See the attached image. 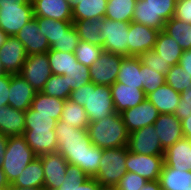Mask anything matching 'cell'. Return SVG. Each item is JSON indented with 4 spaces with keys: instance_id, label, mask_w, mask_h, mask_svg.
I'll use <instances>...</instances> for the list:
<instances>
[{
    "instance_id": "47",
    "label": "cell",
    "mask_w": 191,
    "mask_h": 190,
    "mask_svg": "<svg viewBox=\"0 0 191 190\" xmlns=\"http://www.w3.org/2000/svg\"><path fill=\"white\" fill-rule=\"evenodd\" d=\"M148 180L132 172H126L116 185L120 190H141Z\"/></svg>"
},
{
    "instance_id": "61",
    "label": "cell",
    "mask_w": 191,
    "mask_h": 190,
    "mask_svg": "<svg viewBox=\"0 0 191 190\" xmlns=\"http://www.w3.org/2000/svg\"><path fill=\"white\" fill-rule=\"evenodd\" d=\"M5 74H6V72H5V70L3 69L2 64H1V62H0V76H3V75H5Z\"/></svg>"
},
{
    "instance_id": "45",
    "label": "cell",
    "mask_w": 191,
    "mask_h": 190,
    "mask_svg": "<svg viewBox=\"0 0 191 190\" xmlns=\"http://www.w3.org/2000/svg\"><path fill=\"white\" fill-rule=\"evenodd\" d=\"M80 38L74 26H72L65 35H63L58 41H55L50 49L58 50L61 52L74 53L78 46Z\"/></svg>"
},
{
    "instance_id": "11",
    "label": "cell",
    "mask_w": 191,
    "mask_h": 190,
    "mask_svg": "<svg viewBox=\"0 0 191 190\" xmlns=\"http://www.w3.org/2000/svg\"><path fill=\"white\" fill-rule=\"evenodd\" d=\"M127 148L132 153L164 156L165 150L153 125L145 126L129 134Z\"/></svg>"
},
{
    "instance_id": "58",
    "label": "cell",
    "mask_w": 191,
    "mask_h": 190,
    "mask_svg": "<svg viewBox=\"0 0 191 190\" xmlns=\"http://www.w3.org/2000/svg\"><path fill=\"white\" fill-rule=\"evenodd\" d=\"M7 35L0 29V48L3 46L7 39Z\"/></svg>"
},
{
    "instance_id": "20",
    "label": "cell",
    "mask_w": 191,
    "mask_h": 190,
    "mask_svg": "<svg viewBox=\"0 0 191 190\" xmlns=\"http://www.w3.org/2000/svg\"><path fill=\"white\" fill-rule=\"evenodd\" d=\"M34 17L56 21H73L72 8L67 0H31Z\"/></svg>"
},
{
    "instance_id": "39",
    "label": "cell",
    "mask_w": 191,
    "mask_h": 190,
    "mask_svg": "<svg viewBox=\"0 0 191 190\" xmlns=\"http://www.w3.org/2000/svg\"><path fill=\"white\" fill-rule=\"evenodd\" d=\"M41 92L50 97L68 100L72 91L68 87V82L67 79H65V75L52 74L45 83V86Z\"/></svg>"
},
{
    "instance_id": "59",
    "label": "cell",
    "mask_w": 191,
    "mask_h": 190,
    "mask_svg": "<svg viewBox=\"0 0 191 190\" xmlns=\"http://www.w3.org/2000/svg\"><path fill=\"white\" fill-rule=\"evenodd\" d=\"M97 190H114V186L99 185Z\"/></svg>"
},
{
    "instance_id": "10",
    "label": "cell",
    "mask_w": 191,
    "mask_h": 190,
    "mask_svg": "<svg viewBox=\"0 0 191 190\" xmlns=\"http://www.w3.org/2000/svg\"><path fill=\"white\" fill-rule=\"evenodd\" d=\"M124 57L123 55L102 51L99 59L89 67L91 82L95 85L106 86L114 84Z\"/></svg>"
},
{
    "instance_id": "21",
    "label": "cell",
    "mask_w": 191,
    "mask_h": 190,
    "mask_svg": "<svg viewBox=\"0 0 191 190\" xmlns=\"http://www.w3.org/2000/svg\"><path fill=\"white\" fill-rule=\"evenodd\" d=\"M110 88L116 113H122L127 109L133 108L147 98L143 90L131 86L128 87L119 82H115Z\"/></svg>"
},
{
    "instance_id": "1",
    "label": "cell",
    "mask_w": 191,
    "mask_h": 190,
    "mask_svg": "<svg viewBox=\"0 0 191 190\" xmlns=\"http://www.w3.org/2000/svg\"><path fill=\"white\" fill-rule=\"evenodd\" d=\"M55 134L58 150L69 164L81 168L94 178L100 167L103 149L92 144L87 129L67 125L63 120L57 122Z\"/></svg>"
},
{
    "instance_id": "5",
    "label": "cell",
    "mask_w": 191,
    "mask_h": 190,
    "mask_svg": "<svg viewBox=\"0 0 191 190\" xmlns=\"http://www.w3.org/2000/svg\"><path fill=\"white\" fill-rule=\"evenodd\" d=\"M37 156L26 143L23 135L8 137L2 170L7 181L12 184L26 166Z\"/></svg>"
},
{
    "instance_id": "35",
    "label": "cell",
    "mask_w": 191,
    "mask_h": 190,
    "mask_svg": "<svg viewBox=\"0 0 191 190\" xmlns=\"http://www.w3.org/2000/svg\"><path fill=\"white\" fill-rule=\"evenodd\" d=\"M39 25L41 35H44L49 45L58 41L73 26V21H56L49 18L34 17Z\"/></svg>"
},
{
    "instance_id": "42",
    "label": "cell",
    "mask_w": 191,
    "mask_h": 190,
    "mask_svg": "<svg viewBox=\"0 0 191 190\" xmlns=\"http://www.w3.org/2000/svg\"><path fill=\"white\" fill-rule=\"evenodd\" d=\"M102 51V47L80 40L76 50L74 51V55L78 62L90 67L99 59V55Z\"/></svg>"
},
{
    "instance_id": "37",
    "label": "cell",
    "mask_w": 191,
    "mask_h": 190,
    "mask_svg": "<svg viewBox=\"0 0 191 190\" xmlns=\"http://www.w3.org/2000/svg\"><path fill=\"white\" fill-rule=\"evenodd\" d=\"M60 120L75 128L87 129L89 125V120L83 106L71 102L69 99L64 103Z\"/></svg>"
},
{
    "instance_id": "33",
    "label": "cell",
    "mask_w": 191,
    "mask_h": 190,
    "mask_svg": "<svg viewBox=\"0 0 191 190\" xmlns=\"http://www.w3.org/2000/svg\"><path fill=\"white\" fill-rule=\"evenodd\" d=\"M103 18H95L92 20H73L78 36L81 41L102 47L103 41L101 37L100 25Z\"/></svg>"
},
{
    "instance_id": "4",
    "label": "cell",
    "mask_w": 191,
    "mask_h": 190,
    "mask_svg": "<svg viewBox=\"0 0 191 190\" xmlns=\"http://www.w3.org/2000/svg\"><path fill=\"white\" fill-rule=\"evenodd\" d=\"M177 0H137L132 21L159 31L175 13Z\"/></svg>"
},
{
    "instance_id": "16",
    "label": "cell",
    "mask_w": 191,
    "mask_h": 190,
    "mask_svg": "<svg viewBox=\"0 0 191 190\" xmlns=\"http://www.w3.org/2000/svg\"><path fill=\"white\" fill-rule=\"evenodd\" d=\"M26 57L23 44L15 36H8L0 48V62L5 72L11 75L20 74Z\"/></svg>"
},
{
    "instance_id": "56",
    "label": "cell",
    "mask_w": 191,
    "mask_h": 190,
    "mask_svg": "<svg viewBox=\"0 0 191 190\" xmlns=\"http://www.w3.org/2000/svg\"><path fill=\"white\" fill-rule=\"evenodd\" d=\"M17 2H32L31 0H0V7L2 5H17Z\"/></svg>"
},
{
    "instance_id": "22",
    "label": "cell",
    "mask_w": 191,
    "mask_h": 190,
    "mask_svg": "<svg viewBox=\"0 0 191 190\" xmlns=\"http://www.w3.org/2000/svg\"><path fill=\"white\" fill-rule=\"evenodd\" d=\"M23 136L38 157L58 150L55 130H25Z\"/></svg>"
},
{
    "instance_id": "27",
    "label": "cell",
    "mask_w": 191,
    "mask_h": 190,
    "mask_svg": "<svg viewBox=\"0 0 191 190\" xmlns=\"http://www.w3.org/2000/svg\"><path fill=\"white\" fill-rule=\"evenodd\" d=\"M100 184L76 165H67L65 180L57 190H97Z\"/></svg>"
},
{
    "instance_id": "15",
    "label": "cell",
    "mask_w": 191,
    "mask_h": 190,
    "mask_svg": "<svg viewBox=\"0 0 191 190\" xmlns=\"http://www.w3.org/2000/svg\"><path fill=\"white\" fill-rule=\"evenodd\" d=\"M120 114L130 134L145 126L153 125L160 113L148 99H145L142 103Z\"/></svg>"
},
{
    "instance_id": "26",
    "label": "cell",
    "mask_w": 191,
    "mask_h": 190,
    "mask_svg": "<svg viewBox=\"0 0 191 190\" xmlns=\"http://www.w3.org/2000/svg\"><path fill=\"white\" fill-rule=\"evenodd\" d=\"M116 82L142 90L141 60L138 56H125L122 59Z\"/></svg>"
},
{
    "instance_id": "3",
    "label": "cell",
    "mask_w": 191,
    "mask_h": 190,
    "mask_svg": "<svg viewBox=\"0 0 191 190\" xmlns=\"http://www.w3.org/2000/svg\"><path fill=\"white\" fill-rule=\"evenodd\" d=\"M87 132L92 144L101 149L127 147L129 133L120 113L89 122Z\"/></svg>"
},
{
    "instance_id": "9",
    "label": "cell",
    "mask_w": 191,
    "mask_h": 190,
    "mask_svg": "<svg viewBox=\"0 0 191 190\" xmlns=\"http://www.w3.org/2000/svg\"><path fill=\"white\" fill-rule=\"evenodd\" d=\"M19 75L32 86L35 92H41L52 75L47 53L27 55Z\"/></svg>"
},
{
    "instance_id": "30",
    "label": "cell",
    "mask_w": 191,
    "mask_h": 190,
    "mask_svg": "<svg viewBox=\"0 0 191 190\" xmlns=\"http://www.w3.org/2000/svg\"><path fill=\"white\" fill-rule=\"evenodd\" d=\"M44 169L40 157H36L11 184L23 188H43Z\"/></svg>"
},
{
    "instance_id": "13",
    "label": "cell",
    "mask_w": 191,
    "mask_h": 190,
    "mask_svg": "<svg viewBox=\"0 0 191 190\" xmlns=\"http://www.w3.org/2000/svg\"><path fill=\"white\" fill-rule=\"evenodd\" d=\"M158 32L155 28L131 21L128 31V56H139L153 50Z\"/></svg>"
},
{
    "instance_id": "57",
    "label": "cell",
    "mask_w": 191,
    "mask_h": 190,
    "mask_svg": "<svg viewBox=\"0 0 191 190\" xmlns=\"http://www.w3.org/2000/svg\"><path fill=\"white\" fill-rule=\"evenodd\" d=\"M8 190H44L43 188H23V187H17V186H12L10 184V187Z\"/></svg>"
},
{
    "instance_id": "29",
    "label": "cell",
    "mask_w": 191,
    "mask_h": 190,
    "mask_svg": "<svg viewBox=\"0 0 191 190\" xmlns=\"http://www.w3.org/2000/svg\"><path fill=\"white\" fill-rule=\"evenodd\" d=\"M153 51L156 52L163 61L167 62L170 66H174L179 63L184 50L180 48L172 37L162 30L158 32Z\"/></svg>"
},
{
    "instance_id": "50",
    "label": "cell",
    "mask_w": 191,
    "mask_h": 190,
    "mask_svg": "<svg viewBox=\"0 0 191 190\" xmlns=\"http://www.w3.org/2000/svg\"><path fill=\"white\" fill-rule=\"evenodd\" d=\"M10 74L0 76V107L8 106Z\"/></svg>"
},
{
    "instance_id": "53",
    "label": "cell",
    "mask_w": 191,
    "mask_h": 190,
    "mask_svg": "<svg viewBox=\"0 0 191 190\" xmlns=\"http://www.w3.org/2000/svg\"><path fill=\"white\" fill-rule=\"evenodd\" d=\"M8 143V136L0 133V168L5 156V151Z\"/></svg>"
},
{
    "instance_id": "18",
    "label": "cell",
    "mask_w": 191,
    "mask_h": 190,
    "mask_svg": "<svg viewBox=\"0 0 191 190\" xmlns=\"http://www.w3.org/2000/svg\"><path fill=\"white\" fill-rule=\"evenodd\" d=\"M153 126L164 150L184 137L181 121L174 114H159Z\"/></svg>"
},
{
    "instance_id": "34",
    "label": "cell",
    "mask_w": 191,
    "mask_h": 190,
    "mask_svg": "<svg viewBox=\"0 0 191 190\" xmlns=\"http://www.w3.org/2000/svg\"><path fill=\"white\" fill-rule=\"evenodd\" d=\"M163 31L172 37L184 51L191 50V24L172 17L165 22Z\"/></svg>"
},
{
    "instance_id": "44",
    "label": "cell",
    "mask_w": 191,
    "mask_h": 190,
    "mask_svg": "<svg viewBox=\"0 0 191 190\" xmlns=\"http://www.w3.org/2000/svg\"><path fill=\"white\" fill-rule=\"evenodd\" d=\"M142 69V90L145 92L146 96L157 90L160 86L166 83L165 75L160 74L148 68L146 65L141 63Z\"/></svg>"
},
{
    "instance_id": "52",
    "label": "cell",
    "mask_w": 191,
    "mask_h": 190,
    "mask_svg": "<svg viewBox=\"0 0 191 190\" xmlns=\"http://www.w3.org/2000/svg\"><path fill=\"white\" fill-rule=\"evenodd\" d=\"M181 124L184 137L191 140V115L182 120Z\"/></svg>"
},
{
    "instance_id": "46",
    "label": "cell",
    "mask_w": 191,
    "mask_h": 190,
    "mask_svg": "<svg viewBox=\"0 0 191 190\" xmlns=\"http://www.w3.org/2000/svg\"><path fill=\"white\" fill-rule=\"evenodd\" d=\"M143 65H146L148 68H152L156 72L166 75L171 66L163 61L159 55L153 50L142 53L138 56Z\"/></svg>"
},
{
    "instance_id": "32",
    "label": "cell",
    "mask_w": 191,
    "mask_h": 190,
    "mask_svg": "<svg viewBox=\"0 0 191 190\" xmlns=\"http://www.w3.org/2000/svg\"><path fill=\"white\" fill-rule=\"evenodd\" d=\"M108 0H80L72 9L73 20H92L104 18Z\"/></svg>"
},
{
    "instance_id": "12",
    "label": "cell",
    "mask_w": 191,
    "mask_h": 190,
    "mask_svg": "<svg viewBox=\"0 0 191 190\" xmlns=\"http://www.w3.org/2000/svg\"><path fill=\"white\" fill-rule=\"evenodd\" d=\"M164 164V156L143 155L127 152L126 170L150 180H159Z\"/></svg>"
},
{
    "instance_id": "14",
    "label": "cell",
    "mask_w": 191,
    "mask_h": 190,
    "mask_svg": "<svg viewBox=\"0 0 191 190\" xmlns=\"http://www.w3.org/2000/svg\"><path fill=\"white\" fill-rule=\"evenodd\" d=\"M44 169V190H57L64 182L68 162L59 153L39 156Z\"/></svg>"
},
{
    "instance_id": "23",
    "label": "cell",
    "mask_w": 191,
    "mask_h": 190,
    "mask_svg": "<svg viewBox=\"0 0 191 190\" xmlns=\"http://www.w3.org/2000/svg\"><path fill=\"white\" fill-rule=\"evenodd\" d=\"M164 163L175 170L191 171V140L183 137L168 147L164 153Z\"/></svg>"
},
{
    "instance_id": "19",
    "label": "cell",
    "mask_w": 191,
    "mask_h": 190,
    "mask_svg": "<svg viewBox=\"0 0 191 190\" xmlns=\"http://www.w3.org/2000/svg\"><path fill=\"white\" fill-rule=\"evenodd\" d=\"M9 92L8 106L22 111H27L31 107L36 94L32 86L19 74H10Z\"/></svg>"
},
{
    "instance_id": "49",
    "label": "cell",
    "mask_w": 191,
    "mask_h": 190,
    "mask_svg": "<svg viewBox=\"0 0 191 190\" xmlns=\"http://www.w3.org/2000/svg\"><path fill=\"white\" fill-rule=\"evenodd\" d=\"M173 17L191 24V0H177Z\"/></svg>"
},
{
    "instance_id": "17",
    "label": "cell",
    "mask_w": 191,
    "mask_h": 190,
    "mask_svg": "<svg viewBox=\"0 0 191 190\" xmlns=\"http://www.w3.org/2000/svg\"><path fill=\"white\" fill-rule=\"evenodd\" d=\"M15 37L23 44L27 55L47 53L50 50L48 40L41 35L35 18L26 23Z\"/></svg>"
},
{
    "instance_id": "60",
    "label": "cell",
    "mask_w": 191,
    "mask_h": 190,
    "mask_svg": "<svg viewBox=\"0 0 191 190\" xmlns=\"http://www.w3.org/2000/svg\"><path fill=\"white\" fill-rule=\"evenodd\" d=\"M70 4V7L73 9L75 8L78 4L80 0H67Z\"/></svg>"
},
{
    "instance_id": "24",
    "label": "cell",
    "mask_w": 191,
    "mask_h": 190,
    "mask_svg": "<svg viewBox=\"0 0 191 190\" xmlns=\"http://www.w3.org/2000/svg\"><path fill=\"white\" fill-rule=\"evenodd\" d=\"M25 111L14 109L11 106L0 107V133L12 136H21L25 131Z\"/></svg>"
},
{
    "instance_id": "54",
    "label": "cell",
    "mask_w": 191,
    "mask_h": 190,
    "mask_svg": "<svg viewBox=\"0 0 191 190\" xmlns=\"http://www.w3.org/2000/svg\"><path fill=\"white\" fill-rule=\"evenodd\" d=\"M141 190H161L159 180L148 181Z\"/></svg>"
},
{
    "instance_id": "55",
    "label": "cell",
    "mask_w": 191,
    "mask_h": 190,
    "mask_svg": "<svg viewBox=\"0 0 191 190\" xmlns=\"http://www.w3.org/2000/svg\"><path fill=\"white\" fill-rule=\"evenodd\" d=\"M10 183L7 181L5 173L2 168H0V190H8Z\"/></svg>"
},
{
    "instance_id": "43",
    "label": "cell",
    "mask_w": 191,
    "mask_h": 190,
    "mask_svg": "<svg viewBox=\"0 0 191 190\" xmlns=\"http://www.w3.org/2000/svg\"><path fill=\"white\" fill-rule=\"evenodd\" d=\"M65 79H67L71 91L78 89L91 82L89 67L77 61L68 74L65 75Z\"/></svg>"
},
{
    "instance_id": "51",
    "label": "cell",
    "mask_w": 191,
    "mask_h": 190,
    "mask_svg": "<svg viewBox=\"0 0 191 190\" xmlns=\"http://www.w3.org/2000/svg\"><path fill=\"white\" fill-rule=\"evenodd\" d=\"M178 64L188 75H191V50L183 51Z\"/></svg>"
},
{
    "instance_id": "6",
    "label": "cell",
    "mask_w": 191,
    "mask_h": 190,
    "mask_svg": "<svg viewBox=\"0 0 191 190\" xmlns=\"http://www.w3.org/2000/svg\"><path fill=\"white\" fill-rule=\"evenodd\" d=\"M127 147L103 149L100 167L94 177L100 185L114 186L127 172Z\"/></svg>"
},
{
    "instance_id": "36",
    "label": "cell",
    "mask_w": 191,
    "mask_h": 190,
    "mask_svg": "<svg viewBox=\"0 0 191 190\" xmlns=\"http://www.w3.org/2000/svg\"><path fill=\"white\" fill-rule=\"evenodd\" d=\"M137 0H108L105 18L113 21L131 22Z\"/></svg>"
},
{
    "instance_id": "40",
    "label": "cell",
    "mask_w": 191,
    "mask_h": 190,
    "mask_svg": "<svg viewBox=\"0 0 191 190\" xmlns=\"http://www.w3.org/2000/svg\"><path fill=\"white\" fill-rule=\"evenodd\" d=\"M165 79L166 83L178 93L191 87V75H188L179 64L171 66Z\"/></svg>"
},
{
    "instance_id": "31",
    "label": "cell",
    "mask_w": 191,
    "mask_h": 190,
    "mask_svg": "<svg viewBox=\"0 0 191 190\" xmlns=\"http://www.w3.org/2000/svg\"><path fill=\"white\" fill-rule=\"evenodd\" d=\"M66 100L50 97L42 92H36L31 107L33 114L51 115V118L59 121Z\"/></svg>"
},
{
    "instance_id": "28",
    "label": "cell",
    "mask_w": 191,
    "mask_h": 190,
    "mask_svg": "<svg viewBox=\"0 0 191 190\" xmlns=\"http://www.w3.org/2000/svg\"><path fill=\"white\" fill-rule=\"evenodd\" d=\"M159 182L161 190H191V171L175 170L164 163Z\"/></svg>"
},
{
    "instance_id": "2",
    "label": "cell",
    "mask_w": 191,
    "mask_h": 190,
    "mask_svg": "<svg viewBox=\"0 0 191 190\" xmlns=\"http://www.w3.org/2000/svg\"><path fill=\"white\" fill-rule=\"evenodd\" d=\"M69 100L83 106L89 122L101 120L116 112L110 86L95 85L89 82L74 89Z\"/></svg>"
},
{
    "instance_id": "48",
    "label": "cell",
    "mask_w": 191,
    "mask_h": 190,
    "mask_svg": "<svg viewBox=\"0 0 191 190\" xmlns=\"http://www.w3.org/2000/svg\"><path fill=\"white\" fill-rule=\"evenodd\" d=\"M174 115L180 121L191 115V87L180 93V102L176 107Z\"/></svg>"
},
{
    "instance_id": "7",
    "label": "cell",
    "mask_w": 191,
    "mask_h": 190,
    "mask_svg": "<svg viewBox=\"0 0 191 190\" xmlns=\"http://www.w3.org/2000/svg\"><path fill=\"white\" fill-rule=\"evenodd\" d=\"M130 23L103 18L100 25L103 51L128 56V31Z\"/></svg>"
},
{
    "instance_id": "41",
    "label": "cell",
    "mask_w": 191,
    "mask_h": 190,
    "mask_svg": "<svg viewBox=\"0 0 191 190\" xmlns=\"http://www.w3.org/2000/svg\"><path fill=\"white\" fill-rule=\"evenodd\" d=\"M25 130H55L57 120L51 115L33 114V108L25 111Z\"/></svg>"
},
{
    "instance_id": "25",
    "label": "cell",
    "mask_w": 191,
    "mask_h": 190,
    "mask_svg": "<svg viewBox=\"0 0 191 190\" xmlns=\"http://www.w3.org/2000/svg\"><path fill=\"white\" fill-rule=\"evenodd\" d=\"M146 99L155 106L160 114H174L180 102V93L165 83L154 92L149 93Z\"/></svg>"
},
{
    "instance_id": "8",
    "label": "cell",
    "mask_w": 191,
    "mask_h": 190,
    "mask_svg": "<svg viewBox=\"0 0 191 190\" xmlns=\"http://www.w3.org/2000/svg\"><path fill=\"white\" fill-rule=\"evenodd\" d=\"M33 18L32 2H17V5L0 7V29L7 36H15Z\"/></svg>"
},
{
    "instance_id": "38",
    "label": "cell",
    "mask_w": 191,
    "mask_h": 190,
    "mask_svg": "<svg viewBox=\"0 0 191 190\" xmlns=\"http://www.w3.org/2000/svg\"><path fill=\"white\" fill-rule=\"evenodd\" d=\"M53 75H66L72 69L77 59L74 53L61 52L50 49L47 52Z\"/></svg>"
}]
</instances>
